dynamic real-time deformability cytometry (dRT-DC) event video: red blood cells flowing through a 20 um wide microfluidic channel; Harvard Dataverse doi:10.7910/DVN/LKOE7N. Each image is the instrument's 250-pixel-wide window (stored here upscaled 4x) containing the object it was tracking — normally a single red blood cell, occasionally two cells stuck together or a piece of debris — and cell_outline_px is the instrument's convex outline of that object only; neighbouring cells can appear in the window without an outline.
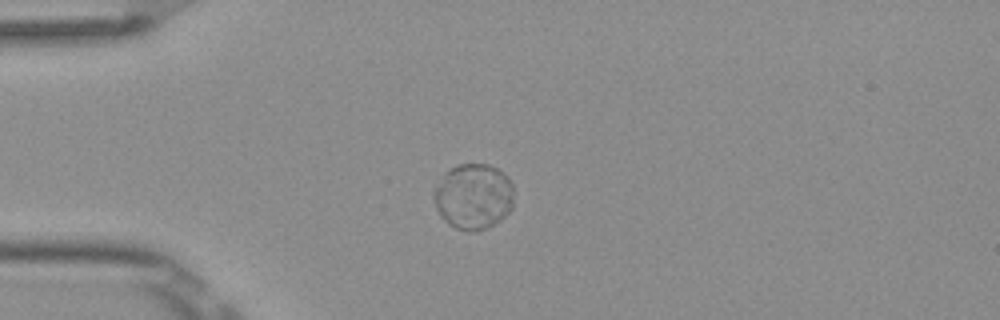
{"species": "Egyptian fruit bat (a non-hibernating species)", "species_latin": "Rousettus aegyptiacus", "temperature_condition": "room temperature", "stored_images_in_passage": 6, "camera_frame_rate_fps": 3000, "um_per_image_px": 0.085, "frame": {"image": 1, "passage_image": 1, "time_ms": 0.0, "image_size_px": [1000, 320], "cell_outline_px": [[512, 208], [500, 220], [488, 228], [476, 232], [468, 232], [456, 228], [448, 224], [440, 216], [436, 208], [432, 196], [432, 188], [444, 172], [456, 164], [488, 164], [504, 172], [508, 176], [512, 184]], "centroid_in_image_um": [40.19, 16.69], "position_along_channel_um": 44.8, "area_um2": 31.27}}
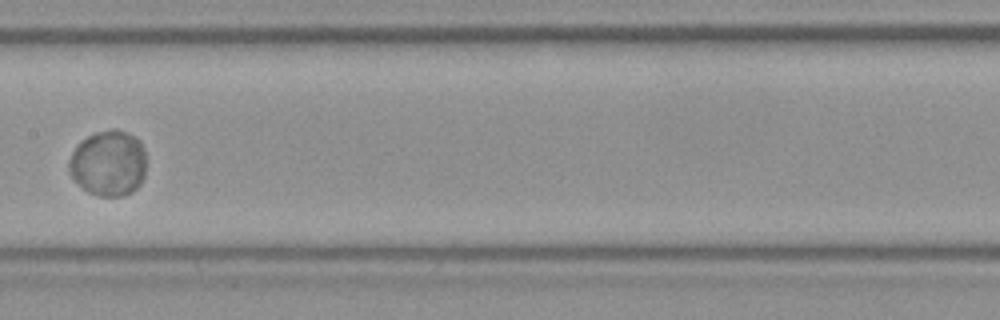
{"frame": {"image": 2, "passage_image": 5, "time_ms": 1.333, "image_size_px": [1000, 320], "cell_outline_px": [[144, 176], [140, 184], [132, 192], [120, 196], [100, 196], [88, 192], [68, 172], [68, 164], [72, 152], [88, 136], [96, 132], [112, 128], [116, 128], [128, 132], [140, 140], [144, 152]], "centroid_in_image_um": [9.23, 13.86], "position_along_channel_um": 198.2, "area_um2": 29.36}}
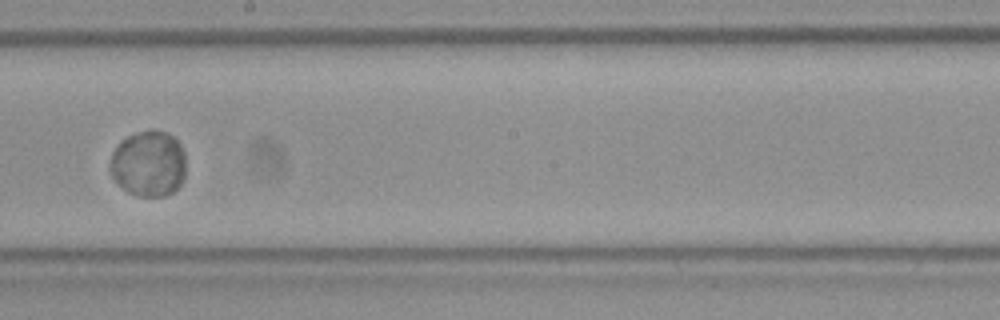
{"frame": {"image": 3, "passage_image": 6, "time_ms": 1.667, "image_size_px": [1000, 320], "cell_outline_px": [[184, 180], [172, 192], [164, 196], [140, 196], [128, 192], [112, 176], [108, 168], [108, 164], [112, 152], [120, 140], [136, 132], [152, 128], [168, 132], [180, 144], [184, 152]], "centroid_in_image_um": [12.6, 13.87], "position_along_channel_um": 235.6, "area_um2": 29.36}}